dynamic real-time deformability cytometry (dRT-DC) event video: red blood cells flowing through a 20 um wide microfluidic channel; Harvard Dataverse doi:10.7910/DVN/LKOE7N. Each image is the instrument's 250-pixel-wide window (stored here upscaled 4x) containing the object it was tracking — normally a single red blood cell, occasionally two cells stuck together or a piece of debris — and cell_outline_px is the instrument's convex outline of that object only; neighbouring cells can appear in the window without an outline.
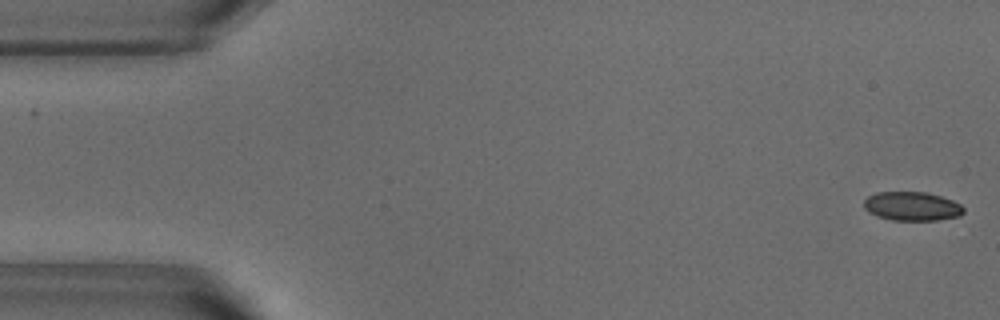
{"species": "common noctule bat (a hibernating species)", "species_latin": "Nyctalus noctula", "temperature_condition": "warm", "stored_images_in_passage": 12, "camera_frame_rate_fps": 3000, "um_per_image_px": 0.085, "animal": {"sex": "male", "body_mass_g": 18.8}, "frame": {"image": 1, "passage_image": 1, "time_ms": 0.0, "image_size_px": [1000, 320], "cell_outline_px": [[964, 212], [960, 216], [936, 220], [892, 220], [876, 216], [868, 212], [864, 208], [864, 200], [868, 196], [876, 192], [924, 192], [940, 196], [952, 200], [960, 204], [964, 208]], "centroid_in_image_um": [77.5, 17.53], "position_along_channel_um": 7.5, "area_um2": 16.82}}